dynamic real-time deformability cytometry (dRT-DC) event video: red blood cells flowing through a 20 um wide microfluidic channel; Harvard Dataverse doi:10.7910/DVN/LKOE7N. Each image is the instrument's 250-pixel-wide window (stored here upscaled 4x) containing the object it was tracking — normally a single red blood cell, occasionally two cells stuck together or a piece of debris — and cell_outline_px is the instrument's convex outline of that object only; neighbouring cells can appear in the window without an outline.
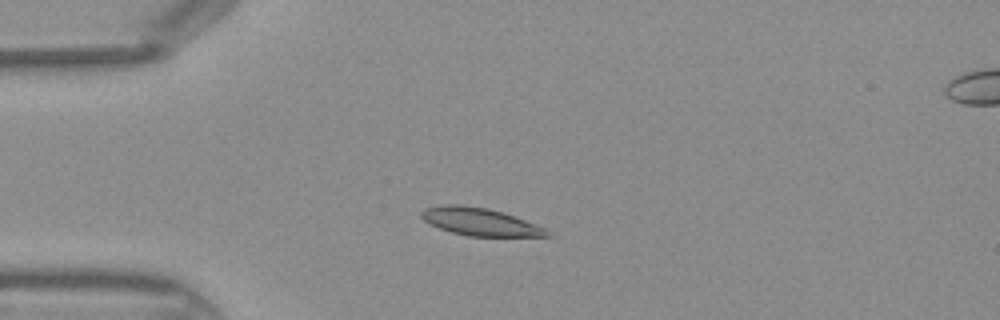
{"species": "Egyptian fruit bat (a non-hibernating species)", "species_latin": "Rousettus aegyptiacus", "temperature_condition": "warm", "stored_images_in_passage": 34, "camera_frame_rate_fps": 3000, "um_per_image_px": 0.085, "frame": {"image": 1, "passage_image": 1, "time_ms": 0.0, "image_size_px": [1000, 320], "cell_outline_px": [[556, 236], [468, 236], [452, 232], [440, 228], [424, 220], [420, 216], [420, 212], [424, 208], [444, 204], [456, 204], [488, 208], [504, 212], [544, 228], [552, 232]], "centroid_in_image_um": [40.81, 18.84], "position_along_channel_um": 44.2, "area_um2": 20.17}}
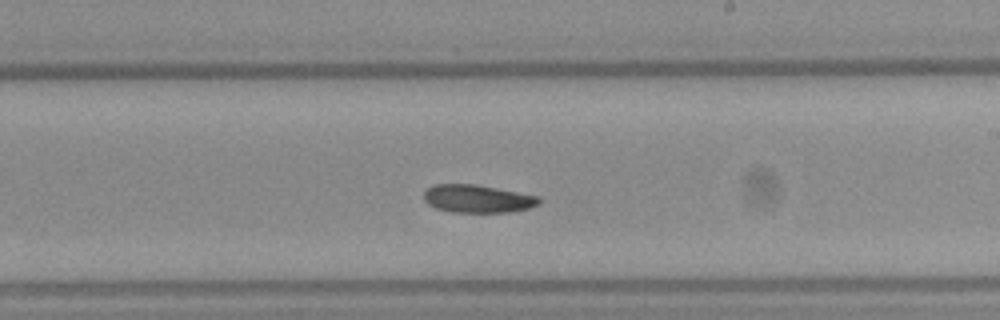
{"frame": {"image": 2, "passage_image": 16, "time_ms": 5.0, "image_size_px": [1000, 320], "cell_outline_px": [[540, 204], [528, 208], [512, 212], [452, 212], [436, 208], [428, 204], [424, 200], [424, 192], [432, 184], [476, 184], [540, 196]], "centroid_in_image_um": [40.6, 16.89], "position_along_channel_um": 248.4, "area_um2": 18.84}}
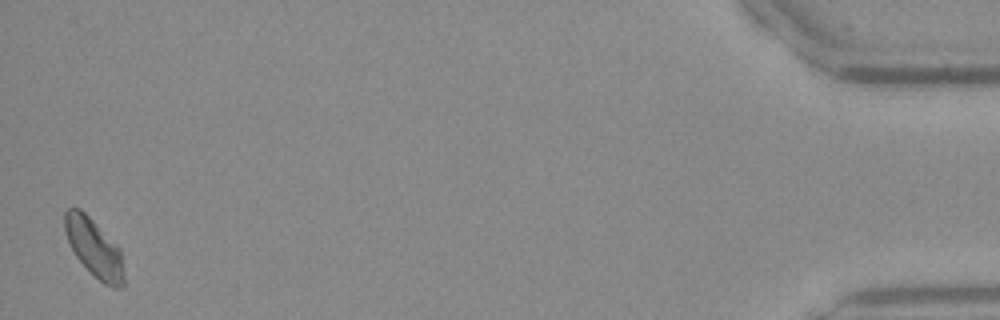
{"frame": {"image": 3, "passage_image": 34, "time_ms": 11.0, "image_size_px": [1000, 320], "cell_outline_px": [[124, 284], [120, 288], [112, 288], [104, 284], [76, 256], [64, 232], [64, 212], [68, 208], [80, 208], [120, 248], [124, 272]], "centroid_in_image_um": [8.01, 21.07], "position_along_channel_um": 427.2, "area_um2": 19.71}}